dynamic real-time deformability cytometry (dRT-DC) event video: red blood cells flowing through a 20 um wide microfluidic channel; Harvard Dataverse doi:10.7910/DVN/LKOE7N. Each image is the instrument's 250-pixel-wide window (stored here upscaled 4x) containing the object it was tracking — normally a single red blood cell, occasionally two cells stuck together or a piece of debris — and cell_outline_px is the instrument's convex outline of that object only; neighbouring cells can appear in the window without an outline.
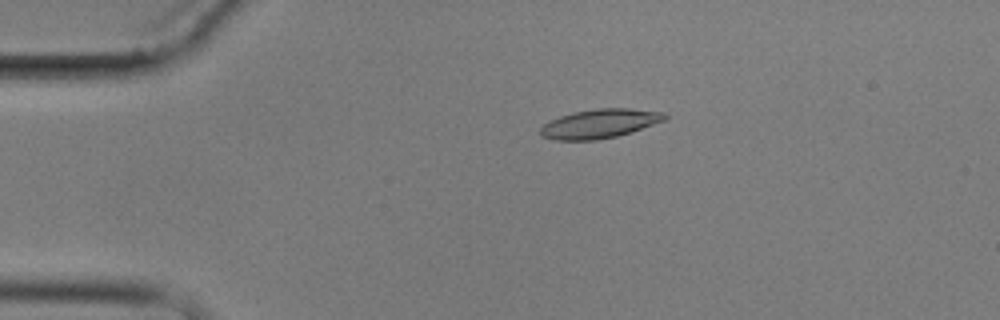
{"species": "common noctule bat (a hibernating species)", "species_latin": "Nyctalus noctula", "temperature_condition": "cold", "stored_images_in_passage": 6, "camera_frame_rate_fps": 3000, "um_per_image_px": 0.085, "animal": {"sex": "male", "body_mass_g": 17.9}, "frame": {"image": 1, "passage_image": 4, "time_ms": 3.333, "image_size_px": [1000, 320], "cell_outline_px": [[668, 116], [664, 120], [632, 132], [616, 136], [596, 140], [556, 140], [540, 136], [540, 128], [544, 124], [560, 116], [576, 112], [596, 108], [628, 108], [664, 112]], "centroid_in_image_um": [50.97, 10.51], "position_along_channel_um": 34.0, "area_um2": 20.92}}
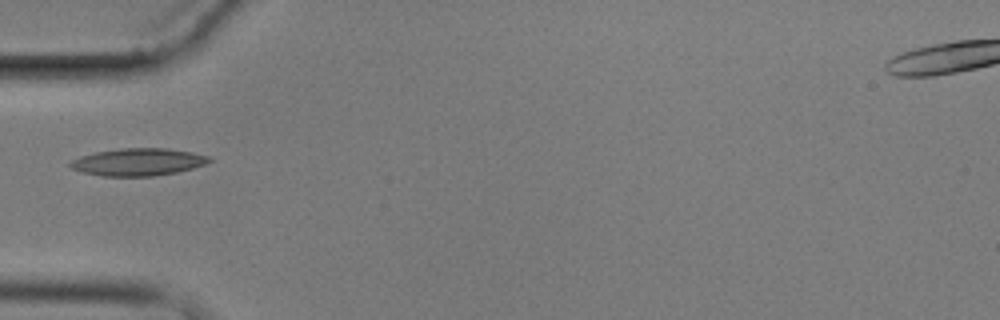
{"frame": {"image": 2, "passage_image": 6, "time_ms": 5.667, "image_size_px": [1000, 320], "cell_outline_px": [[212, 160], [204, 164], [192, 168], [176, 172], [152, 176], [104, 176], [84, 172], [68, 168], [68, 164], [72, 160], [80, 156], [96, 152], [120, 148], [168, 148], [192, 152], [208, 156]], "centroid_in_image_um": [11.71, 13.76], "position_along_channel_um": 73.3, "area_um2": 22.08}}